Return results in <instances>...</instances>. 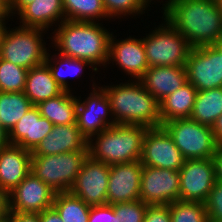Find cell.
<instances>
[{
    "instance_id": "42",
    "label": "cell",
    "mask_w": 222,
    "mask_h": 222,
    "mask_svg": "<svg viewBox=\"0 0 222 222\" xmlns=\"http://www.w3.org/2000/svg\"><path fill=\"white\" fill-rule=\"evenodd\" d=\"M213 161L215 165L216 181L222 183V147H218Z\"/></svg>"
},
{
    "instance_id": "41",
    "label": "cell",
    "mask_w": 222,
    "mask_h": 222,
    "mask_svg": "<svg viewBox=\"0 0 222 222\" xmlns=\"http://www.w3.org/2000/svg\"><path fill=\"white\" fill-rule=\"evenodd\" d=\"M34 0H9V10L11 16H16L26 5Z\"/></svg>"
},
{
    "instance_id": "27",
    "label": "cell",
    "mask_w": 222,
    "mask_h": 222,
    "mask_svg": "<svg viewBox=\"0 0 222 222\" xmlns=\"http://www.w3.org/2000/svg\"><path fill=\"white\" fill-rule=\"evenodd\" d=\"M221 114L222 87L197 92L191 120L212 127Z\"/></svg>"
},
{
    "instance_id": "15",
    "label": "cell",
    "mask_w": 222,
    "mask_h": 222,
    "mask_svg": "<svg viewBox=\"0 0 222 222\" xmlns=\"http://www.w3.org/2000/svg\"><path fill=\"white\" fill-rule=\"evenodd\" d=\"M56 192L30 172L10 193L9 212L41 213L53 206Z\"/></svg>"
},
{
    "instance_id": "36",
    "label": "cell",
    "mask_w": 222,
    "mask_h": 222,
    "mask_svg": "<svg viewBox=\"0 0 222 222\" xmlns=\"http://www.w3.org/2000/svg\"><path fill=\"white\" fill-rule=\"evenodd\" d=\"M143 222H171L169 205H148Z\"/></svg>"
},
{
    "instance_id": "46",
    "label": "cell",
    "mask_w": 222,
    "mask_h": 222,
    "mask_svg": "<svg viewBox=\"0 0 222 222\" xmlns=\"http://www.w3.org/2000/svg\"><path fill=\"white\" fill-rule=\"evenodd\" d=\"M11 16L9 10V0H0V17Z\"/></svg>"
},
{
    "instance_id": "30",
    "label": "cell",
    "mask_w": 222,
    "mask_h": 222,
    "mask_svg": "<svg viewBox=\"0 0 222 222\" xmlns=\"http://www.w3.org/2000/svg\"><path fill=\"white\" fill-rule=\"evenodd\" d=\"M53 207L63 222H88L91 206L70 191L56 193Z\"/></svg>"
},
{
    "instance_id": "2",
    "label": "cell",
    "mask_w": 222,
    "mask_h": 222,
    "mask_svg": "<svg viewBox=\"0 0 222 222\" xmlns=\"http://www.w3.org/2000/svg\"><path fill=\"white\" fill-rule=\"evenodd\" d=\"M97 22H78L64 20L52 32L51 43L57 53L89 62L98 67H107L109 41L112 32ZM55 46V47H54Z\"/></svg>"
},
{
    "instance_id": "3",
    "label": "cell",
    "mask_w": 222,
    "mask_h": 222,
    "mask_svg": "<svg viewBox=\"0 0 222 222\" xmlns=\"http://www.w3.org/2000/svg\"><path fill=\"white\" fill-rule=\"evenodd\" d=\"M130 81V82H129ZM110 101L115 124L160 127L159 102L148 92L140 80L102 86Z\"/></svg>"
},
{
    "instance_id": "10",
    "label": "cell",
    "mask_w": 222,
    "mask_h": 222,
    "mask_svg": "<svg viewBox=\"0 0 222 222\" xmlns=\"http://www.w3.org/2000/svg\"><path fill=\"white\" fill-rule=\"evenodd\" d=\"M92 86L85 100H81V96L77 97L76 124L87 140L109 126L115 125L110 101L104 89L97 86L95 82Z\"/></svg>"
},
{
    "instance_id": "34",
    "label": "cell",
    "mask_w": 222,
    "mask_h": 222,
    "mask_svg": "<svg viewBox=\"0 0 222 222\" xmlns=\"http://www.w3.org/2000/svg\"><path fill=\"white\" fill-rule=\"evenodd\" d=\"M112 206L114 209V220L112 222H143L148 204L137 200L115 203Z\"/></svg>"
},
{
    "instance_id": "24",
    "label": "cell",
    "mask_w": 222,
    "mask_h": 222,
    "mask_svg": "<svg viewBox=\"0 0 222 222\" xmlns=\"http://www.w3.org/2000/svg\"><path fill=\"white\" fill-rule=\"evenodd\" d=\"M197 92L196 88L187 81L181 88L162 99L159 102L161 124L174 119L189 118Z\"/></svg>"
},
{
    "instance_id": "28",
    "label": "cell",
    "mask_w": 222,
    "mask_h": 222,
    "mask_svg": "<svg viewBox=\"0 0 222 222\" xmlns=\"http://www.w3.org/2000/svg\"><path fill=\"white\" fill-rule=\"evenodd\" d=\"M33 106L24 92H0V123L10 131Z\"/></svg>"
},
{
    "instance_id": "35",
    "label": "cell",
    "mask_w": 222,
    "mask_h": 222,
    "mask_svg": "<svg viewBox=\"0 0 222 222\" xmlns=\"http://www.w3.org/2000/svg\"><path fill=\"white\" fill-rule=\"evenodd\" d=\"M208 218L222 221V183L216 181L205 202Z\"/></svg>"
},
{
    "instance_id": "16",
    "label": "cell",
    "mask_w": 222,
    "mask_h": 222,
    "mask_svg": "<svg viewBox=\"0 0 222 222\" xmlns=\"http://www.w3.org/2000/svg\"><path fill=\"white\" fill-rule=\"evenodd\" d=\"M142 169L140 160L110 165L107 189L109 205L140 200Z\"/></svg>"
},
{
    "instance_id": "44",
    "label": "cell",
    "mask_w": 222,
    "mask_h": 222,
    "mask_svg": "<svg viewBox=\"0 0 222 222\" xmlns=\"http://www.w3.org/2000/svg\"><path fill=\"white\" fill-rule=\"evenodd\" d=\"M9 18H10V16H2V17H0V46L2 44V40L4 38L6 30L8 28L6 24H8L7 23L8 21H10Z\"/></svg>"
},
{
    "instance_id": "33",
    "label": "cell",
    "mask_w": 222,
    "mask_h": 222,
    "mask_svg": "<svg viewBox=\"0 0 222 222\" xmlns=\"http://www.w3.org/2000/svg\"><path fill=\"white\" fill-rule=\"evenodd\" d=\"M107 16L113 18H125L141 16L147 6L142 0H102ZM141 14V15H140ZM124 16V17H123Z\"/></svg>"
},
{
    "instance_id": "48",
    "label": "cell",
    "mask_w": 222,
    "mask_h": 222,
    "mask_svg": "<svg viewBox=\"0 0 222 222\" xmlns=\"http://www.w3.org/2000/svg\"><path fill=\"white\" fill-rule=\"evenodd\" d=\"M217 1V4H218V7L222 13V0H216Z\"/></svg>"
},
{
    "instance_id": "17",
    "label": "cell",
    "mask_w": 222,
    "mask_h": 222,
    "mask_svg": "<svg viewBox=\"0 0 222 222\" xmlns=\"http://www.w3.org/2000/svg\"><path fill=\"white\" fill-rule=\"evenodd\" d=\"M114 63L122 68L128 77L139 80L149 68L142 38L131 36L117 40L112 32L109 41V58L107 64Z\"/></svg>"
},
{
    "instance_id": "45",
    "label": "cell",
    "mask_w": 222,
    "mask_h": 222,
    "mask_svg": "<svg viewBox=\"0 0 222 222\" xmlns=\"http://www.w3.org/2000/svg\"><path fill=\"white\" fill-rule=\"evenodd\" d=\"M8 131L0 123V148L9 145Z\"/></svg>"
},
{
    "instance_id": "40",
    "label": "cell",
    "mask_w": 222,
    "mask_h": 222,
    "mask_svg": "<svg viewBox=\"0 0 222 222\" xmlns=\"http://www.w3.org/2000/svg\"><path fill=\"white\" fill-rule=\"evenodd\" d=\"M40 222H63L57 210L52 206L40 213Z\"/></svg>"
},
{
    "instance_id": "14",
    "label": "cell",
    "mask_w": 222,
    "mask_h": 222,
    "mask_svg": "<svg viewBox=\"0 0 222 222\" xmlns=\"http://www.w3.org/2000/svg\"><path fill=\"white\" fill-rule=\"evenodd\" d=\"M109 172L110 165L88 156L70 192L90 206L107 205Z\"/></svg>"
},
{
    "instance_id": "25",
    "label": "cell",
    "mask_w": 222,
    "mask_h": 222,
    "mask_svg": "<svg viewBox=\"0 0 222 222\" xmlns=\"http://www.w3.org/2000/svg\"><path fill=\"white\" fill-rule=\"evenodd\" d=\"M71 91H63L57 97L40 102L36 105L40 115L47 118L53 125L76 123L77 96Z\"/></svg>"
},
{
    "instance_id": "1",
    "label": "cell",
    "mask_w": 222,
    "mask_h": 222,
    "mask_svg": "<svg viewBox=\"0 0 222 222\" xmlns=\"http://www.w3.org/2000/svg\"><path fill=\"white\" fill-rule=\"evenodd\" d=\"M162 14L191 47L222 39V13L216 0H175Z\"/></svg>"
},
{
    "instance_id": "43",
    "label": "cell",
    "mask_w": 222,
    "mask_h": 222,
    "mask_svg": "<svg viewBox=\"0 0 222 222\" xmlns=\"http://www.w3.org/2000/svg\"><path fill=\"white\" fill-rule=\"evenodd\" d=\"M218 147H222V114L216 119L211 127Z\"/></svg>"
},
{
    "instance_id": "12",
    "label": "cell",
    "mask_w": 222,
    "mask_h": 222,
    "mask_svg": "<svg viewBox=\"0 0 222 222\" xmlns=\"http://www.w3.org/2000/svg\"><path fill=\"white\" fill-rule=\"evenodd\" d=\"M179 174V200L205 203L216 182L213 159L185 160Z\"/></svg>"
},
{
    "instance_id": "7",
    "label": "cell",
    "mask_w": 222,
    "mask_h": 222,
    "mask_svg": "<svg viewBox=\"0 0 222 222\" xmlns=\"http://www.w3.org/2000/svg\"><path fill=\"white\" fill-rule=\"evenodd\" d=\"M88 151H72L55 155H31V172L56 193L68 192L75 183L77 174Z\"/></svg>"
},
{
    "instance_id": "37",
    "label": "cell",
    "mask_w": 222,
    "mask_h": 222,
    "mask_svg": "<svg viewBox=\"0 0 222 222\" xmlns=\"http://www.w3.org/2000/svg\"><path fill=\"white\" fill-rule=\"evenodd\" d=\"M114 209L112 205L91 206L88 222H112Z\"/></svg>"
},
{
    "instance_id": "22",
    "label": "cell",
    "mask_w": 222,
    "mask_h": 222,
    "mask_svg": "<svg viewBox=\"0 0 222 222\" xmlns=\"http://www.w3.org/2000/svg\"><path fill=\"white\" fill-rule=\"evenodd\" d=\"M19 26L42 28L49 30L60 25L65 20L62 0H34L26 5L18 14ZM22 23V25H21ZM54 24V25H53Z\"/></svg>"
},
{
    "instance_id": "26",
    "label": "cell",
    "mask_w": 222,
    "mask_h": 222,
    "mask_svg": "<svg viewBox=\"0 0 222 222\" xmlns=\"http://www.w3.org/2000/svg\"><path fill=\"white\" fill-rule=\"evenodd\" d=\"M50 55L51 53L47 52L45 63L48 65L52 77L64 91H72L70 90L71 86L68 83L70 80L68 79V76L69 78L70 76L82 77L81 74L84 72L85 67H90L93 72H98L93 65L82 59L67 57L56 52L53 55Z\"/></svg>"
},
{
    "instance_id": "39",
    "label": "cell",
    "mask_w": 222,
    "mask_h": 222,
    "mask_svg": "<svg viewBox=\"0 0 222 222\" xmlns=\"http://www.w3.org/2000/svg\"><path fill=\"white\" fill-rule=\"evenodd\" d=\"M9 215V194L0 189V222L6 220Z\"/></svg>"
},
{
    "instance_id": "9",
    "label": "cell",
    "mask_w": 222,
    "mask_h": 222,
    "mask_svg": "<svg viewBox=\"0 0 222 222\" xmlns=\"http://www.w3.org/2000/svg\"><path fill=\"white\" fill-rule=\"evenodd\" d=\"M185 69L197 91L222 87V39L213 45L192 47Z\"/></svg>"
},
{
    "instance_id": "11",
    "label": "cell",
    "mask_w": 222,
    "mask_h": 222,
    "mask_svg": "<svg viewBox=\"0 0 222 222\" xmlns=\"http://www.w3.org/2000/svg\"><path fill=\"white\" fill-rule=\"evenodd\" d=\"M184 161L185 158L163 126L147 129L140 158L142 165L179 171Z\"/></svg>"
},
{
    "instance_id": "21",
    "label": "cell",
    "mask_w": 222,
    "mask_h": 222,
    "mask_svg": "<svg viewBox=\"0 0 222 222\" xmlns=\"http://www.w3.org/2000/svg\"><path fill=\"white\" fill-rule=\"evenodd\" d=\"M139 80L160 102L187 82V72L185 66L149 67Z\"/></svg>"
},
{
    "instance_id": "5",
    "label": "cell",
    "mask_w": 222,
    "mask_h": 222,
    "mask_svg": "<svg viewBox=\"0 0 222 222\" xmlns=\"http://www.w3.org/2000/svg\"><path fill=\"white\" fill-rule=\"evenodd\" d=\"M14 28L9 26L6 30L0 46V58L28 70L44 63L50 51L43 39L47 30L22 26Z\"/></svg>"
},
{
    "instance_id": "49",
    "label": "cell",
    "mask_w": 222,
    "mask_h": 222,
    "mask_svg": "<svg viewBox=\"0 0 222 222\" xmlns=\"http://www.w3.org/2000/svg\"><path fill=\"white\" fill-rule=\"evenodd\" d=\"M206 222H222V221L216 220V219H213V218H208Z\"/></svg>"
},
{
    "instance_id": "23",
    "label": "cell",
    "mask_w": 222,
    "mask_h": 222,
    "mask_svg": "<svg viewBox=\"0 0 222 222\" xmlns=\"http://www.w3.org/2000/svg\"><path fill=\"white\" fill-rule=\"evenodd\" d=\"M63 91L45 62L28 70L23 92L33 105L57 97Z\"/></svg>"
},
{
    "instance_id": "38",
    "label": "cell",
    "mask_w": 222,
    "mask_h": 222,
    "mask_svg": "<svg viewBox=\"0 0 222 222\" xmlns=\"http://www.w3.org/2000/svg\"><path fill=\"white\" fill-rule=\"evenodd\" d=\"M7 222H40V213L9 212Z\"/></svg>"
},
{
    "instance_id": "19",
    "label": "cell",
    "mask_w": 222,
    "mask_h": 222,
    "mask_svg": "<svg viewBox=\"0 0 222 222\" xmlns=\"http://www.w3.org/2000/svg\"><path fill=\"white\" fill-rule=\"evenodd\" d=\"M32 152L9 144L0 148V189L10 193L30 172Z\"/></svg>"
},
{
    "instance_id": "20",
    "label": "cell",
    "mask_w": 222,
    "mask_h": 222,
    "mask_svg": "<svg viewBox=\"0 0 222 222\" xmlns=\"http://www.w3.org/2000/svg\"><path fill=\"white\" fill-rule=\"evenodd\" d=\"M88 140L77 124L54 125L51 132L32 151L33 155H55L72 151H88Z\"/></svg>"
},
{
    "instance_id": "31",
    "label": "cell",
    "mask_w": 222,
    "mask_h": 222,
    "mask_svg": "<svg viewBox=\"0 0 222 222\" xmlns=\"http://www.w3.org/2000/svg\"><path fill=\"white\" fill-rule=\"evenodd\" d=\"M171 222H206L208 213L205 203L181 201L169 204Z\"/></svg>"
},
{
    "instance_id": "29",
    "label": "cell",
    "mask_w": 222,
    "mask_h": 222,
    "mask_svg": "<svg viewBox=\"0 0 222 222\" xmlns=\"http://www.w3.org/2000/svg\"><path fill=\"white\" fill-rule=\"evenodd\" d=\"M62 5L65 20L99 23L109 19L102 0H62Z\"/></svg>"
},
{
    "instance_id": "8",
    "label": "cell",
    "mask_w": 222,
    "mask_h": 222,
    "mask_svg": "<svg viewBox=\"0 0 222 222\" xmlns=\"http://www.w3.org/2000/svg\"><path fill=\"white\" fill-rule=\"evenodd\" d=\"M162 126L185 160L214 158L218 146L211 127L190 118L174 119Z\"/></svg>"
},
{
    "instance_id": "4",
    "label": "cell",
    "mask_w": 222,
    "mask_h": 222,
    "mask_svg": "<svg viewBox=\"0 0 222 222\" xmlns=\"http://www.w3.org/2000/svg\"><path fill=\"white\" fill-rule=\"evenodd\" d=\"M147 127L115 124L88 140V156L107 165L138 161Z\"/></svg>"
},
{
    "instance_id": "32",
    "label": "cell",
    "mask_w": 222,
    "mask_h": 222,
    "mask_svg": "<svg viewBox=\"0 0 222 222\" xmlns=\"http://www.w3.org/2000/svg\"><path fill=\"white\" fill-rule=\"evenodd\" d=\"M28 69L0 58V92H23Z\"/></svg>"
},
{
    "instance_id": "18",
    "label": "cell",
    "mask_w": 222,
    "mask_h": 222,
    "mask_svg": "<svg viewBox=\"0 0 222 222\" xmlns=\"http://www.w3.org/2000/svg\"><path fill=\"white\" fill-rule=\"evenodd\" d=\"M53 126L47 118L40 115L38 107L33 105L8 132L9 143L32 152Z\"/></svg>"
},
{
    "instance_id": "47",
    "label": "cell",
    "mask_w": 222,
    "mask_h": 222,
    "mask_svg": "<svg viewBox=\"0 0 222 222\" xmlns=\"http://www.w3.org/2000/svg\"><path fill=\"white\" fill-rule=\"evenodd\" d=\"M143 3L148 7H151L149 4H151L153 0H142ZM155 1V0H154ZM156 1H159V0H156ZM175 0H166L165 2H163L164 4H162L163 7L162 8V12L163 13L165 10H167L174 2Z\"/></svg>"
},
{
    "instance_id": "6",
    "label": "cell",
    "mask_w": 222,
    "mask_h": 222,
    "mask_svg": "<svg viewBox=\"0 0 222 222\" xmlns=\"http://www.w3.org/2000/svg\"><path fill=\"white\" fill-rule=\"evenodd\" d=\"M143 37L149 67L185 66L190 49L186 38L166 19Z\"/></svg>"
},
{
    "instance_id": "13",
    "label": "cell",
    "mask_w": 222,
    "mask_h": 222,
    "mask_svg": "<svg viewBox=\"0 0 222 222\" xmlns=\"http://www.w3.org/2000/svg\"><path fill=\"white\" fill-rule=\"evenodd\" d=\"M179 171L144 166L141 173L140 200L148 205H169L179 200Z\"/></svg>"
}]
</instances>
